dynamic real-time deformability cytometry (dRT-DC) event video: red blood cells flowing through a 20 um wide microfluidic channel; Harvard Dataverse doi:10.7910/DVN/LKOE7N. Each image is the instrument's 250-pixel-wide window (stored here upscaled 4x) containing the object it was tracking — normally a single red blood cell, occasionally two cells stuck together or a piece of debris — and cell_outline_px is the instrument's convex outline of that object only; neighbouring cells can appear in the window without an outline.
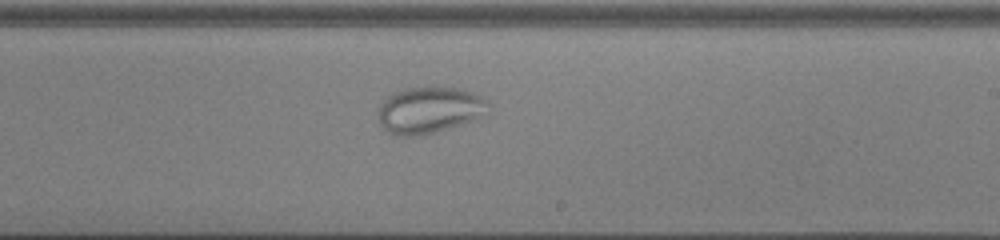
{"species": "common noctule bat (a hibernating species)", "species_latin": "Nyctalus noctula", "temperature_condition": "cold", "stored_images_in_passage": 38, "camera_frame_rate_fps": 3000, "um_per_image_px": 0.085, "animal": {"sex": "male", "body_mass_g": 13.0, "forearm_length_mm": 53.1}, "frame": {"image": 1, "passage_image": 24, "time_ms": 7.667, "image_size_px": [1000, 240], "cell_outline_px": [[488, 104], [476, 116], [464, 124], [436, 132], [420, 136], [392, 136], [380, 124], [380, 104], [392, 92], [404, 88], [432, 84], [436, 84], [460, 88], [472, 92], [488, 100]], "centroid_in_image_um": [36.43, 9.31], "position_along_channel_um": 252.6, "area_um2": 30.17}}
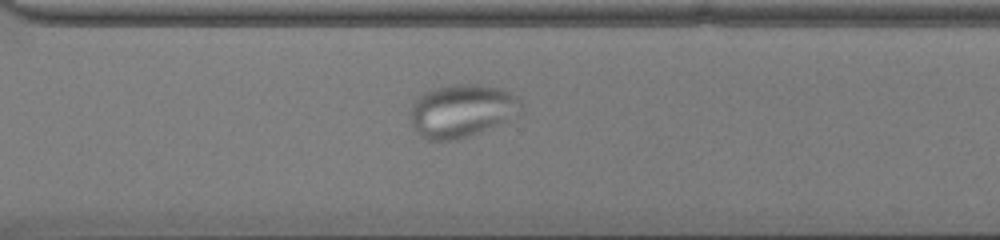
{"frame": {"image": 2, "passage_image": 30, "time_ms": 9.667, "image_size_px": [1000, 240], "cell_outline_px": [[520, 104], [504, 120], [496, 124], [468, 136], [456, 140], [428, 140], [420, 136], [412, 124], [408, 116], [408, 112], [412, 104], [424, 92], [436, 88], [452, 84], [476, 84], [500, 88], [516, 96], [520, 100]], "centroid_in_image_um": [39.11, 9.4], "position_along_channel_um": 331.5, "area_um2": 33.23}}
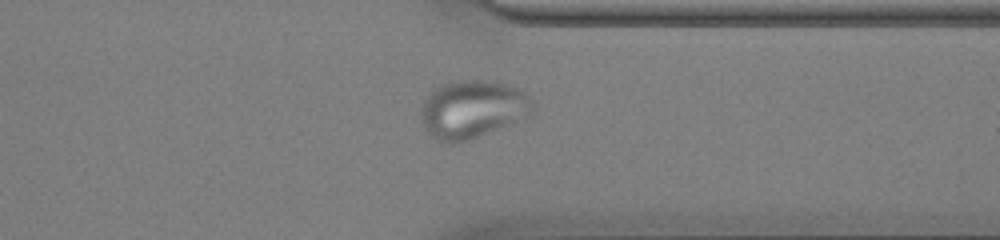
{"frame": {"image": 3, "passage_image": 33, "time_ms": 10.667, "image_size_px": [1000, 240], "cell_outline_px": [[536, 108], [504, 124], [476, 136], [452, 144], [448, 144], [436, 140], [428, 132], [424, 124], [424, 100], [436, 88], [444, 84], [456, 80], [484, 80], [504, 84], [516, 88], [524, 92], [536, 104]], "centroid_in_image_um": [40.13, 9.25], "position_along_channel_um": 371.3, "area_um2": 36.01}}